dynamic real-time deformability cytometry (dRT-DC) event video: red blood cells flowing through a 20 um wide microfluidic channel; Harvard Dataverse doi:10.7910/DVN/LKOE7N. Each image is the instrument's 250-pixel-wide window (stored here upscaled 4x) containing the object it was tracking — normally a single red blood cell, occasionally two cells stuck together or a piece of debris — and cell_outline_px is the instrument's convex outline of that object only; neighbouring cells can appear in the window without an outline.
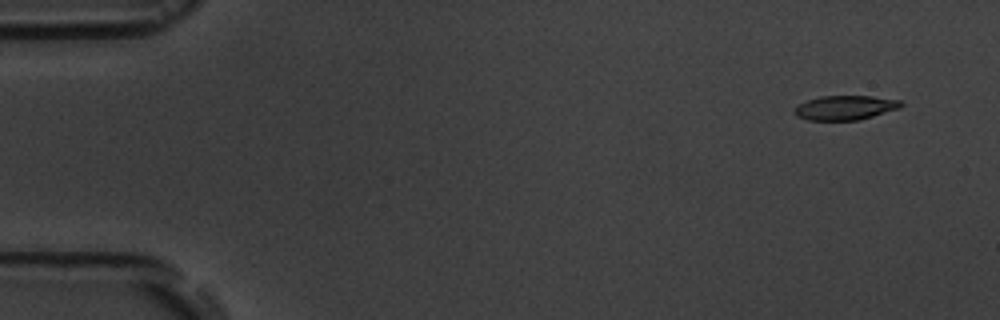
{"species": "common noctule bat (a hibernating species)", "species_latin": "Nyctalus noctula", "temperature_condition": "room temperature", "stored_images_in_passage": 5, "camera_frame_rate_fps": 3000, "um_per_image_px": 0.085, "animal": {"sex": "male", "body_mass_g": 19.5, "forearm_length_mm": 54.6}, "frame": {"image": 1, "passage_image": 2, "time_ms": 1.0, "image_size_px": [1000, 320], "cell_outline_px": [[904, 104], [900, 108], [860, 120], [808, 120], [796, 116], [792, 112], [792, 108], [808, 100], [820, 96], [872, 96], [900, 100]], "centroid_in_image_um": [71.82, 9.16], "position_along_channel_um": 13.2, "area_um2": 15.26}}
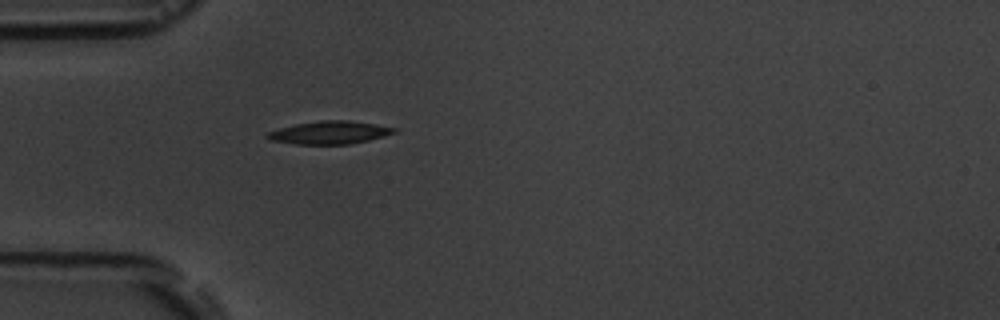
{"frame": {"image": 2, "passage_image": 5, "time_ms": 5.333, "image_size_px": [1000, 320], "cell_outline_px": [[396, 132], [384, 136], [368, 140], [348, 144], [296, 144], [272, 140], [264, 136], [268, 132], [280, 128], [296, 124], [320, 120], [348, 120], [376, 124], [396, 128]], "centroid_in_image_um": [28.02, 11.26], "position_along_channel_um": 57.0, "area_um2": 16.76}}